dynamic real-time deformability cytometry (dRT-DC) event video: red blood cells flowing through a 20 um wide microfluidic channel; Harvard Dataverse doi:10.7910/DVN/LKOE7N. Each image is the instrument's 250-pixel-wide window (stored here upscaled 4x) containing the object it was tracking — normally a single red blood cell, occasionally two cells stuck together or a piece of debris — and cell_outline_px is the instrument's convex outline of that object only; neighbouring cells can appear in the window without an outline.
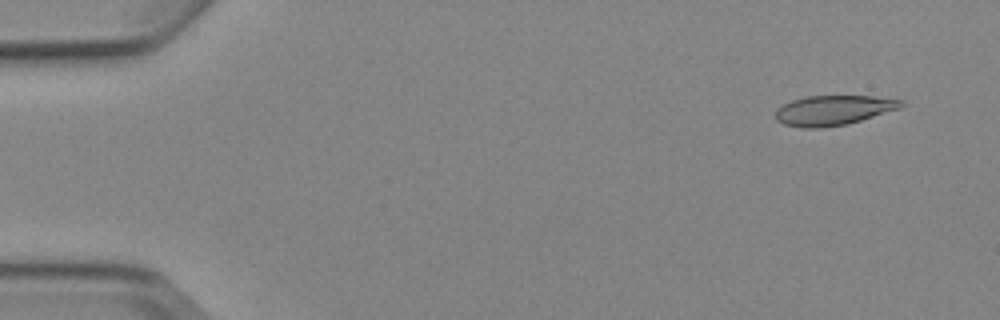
{"species": "Egyptian fruit bat (a non-hibernating species)", "species_latin": "Rousettus aegyptiacus", "temperature_condition": "cold", "stored_images_in_passage": 5, "camera_frame_rate_fps": 3000, "um_per_image_px": 0.085, "animal": {"sex": "female"}, "frame": {"image": 1, "passage_image": 2, "time_ms": 1.0, "image_size_px": [1000, 320], "cell_outline_px": [[904, 104], [900, 108], [848, 124], [820, 128], [804, 128], [784, 124], [776, 120], [776, 108], [792, 100], [804, 96], [872, 96], [904, 100]], "centroid_in_image_um": [70.83, 9.37], "position_along_channel_um": 14.2, "area_um2": 21.85}}
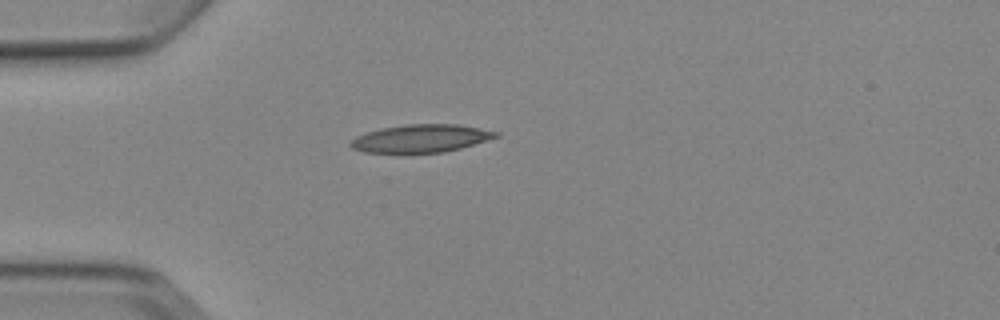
{"frame": {"image": 2, "passage_image": 5, "time_ms": 4.667, "image_size_px": [1000, 320], "cell_outline_px": [[500, 136], [460, 148], [444, 152], [364, 152], [352, 148], [348, 144], [356, 136], [380, 128], [408, 124], [456, 124], [500, 132]], "centroid_in_image_um": [35.78, 11.76], "position_along_channel_um": 49.2, "area_um2": 23.29}}